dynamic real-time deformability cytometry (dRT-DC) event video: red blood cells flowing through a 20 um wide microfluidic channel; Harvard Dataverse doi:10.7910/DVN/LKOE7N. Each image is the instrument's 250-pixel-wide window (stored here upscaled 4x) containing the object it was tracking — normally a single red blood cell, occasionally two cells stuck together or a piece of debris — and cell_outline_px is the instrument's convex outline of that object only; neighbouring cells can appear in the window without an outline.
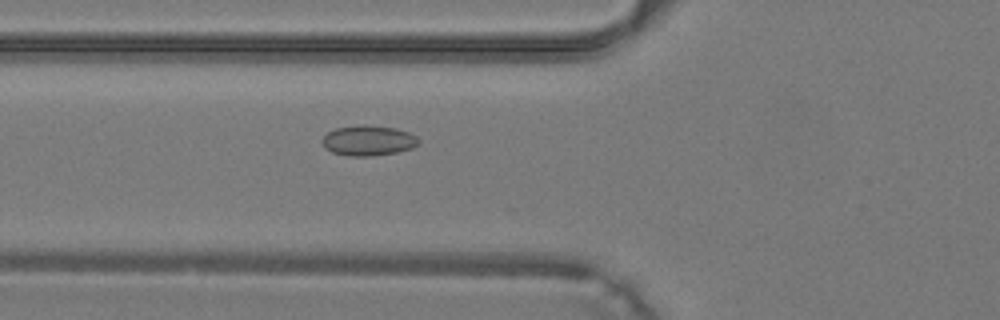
{"species": "common noctule bat (a hibernating species)", "species_latin": "Nyctalus noctula", "temperature_condition": "warm", "stored_images_in_passage": 42, "camera_frame_rate_fps": 3000, "um_per_image_px": 0.085, "animal": {"sex": "male", "body_mass_g": 19.2, "forearm_length_mm": 51.8}, "frame": {"image": 1, "passage_image": 17, "time_ms": 5.333, "image_size_px": [1000, 320], "cell_outline_px": [[420, 144], [412, 148], [396, 152], [372, 156], [348, 156], [332, 152], [324, 148], [324, 136], [328, 132], [336, 128], [360, 124], [364, 124], [396, 128], [408, 132], [416, 136], [420, 140]], "centroid_in_image_um": [31.33, 11.94], "position_along_channel_um": 94.5, "area_um2": 17.05}}
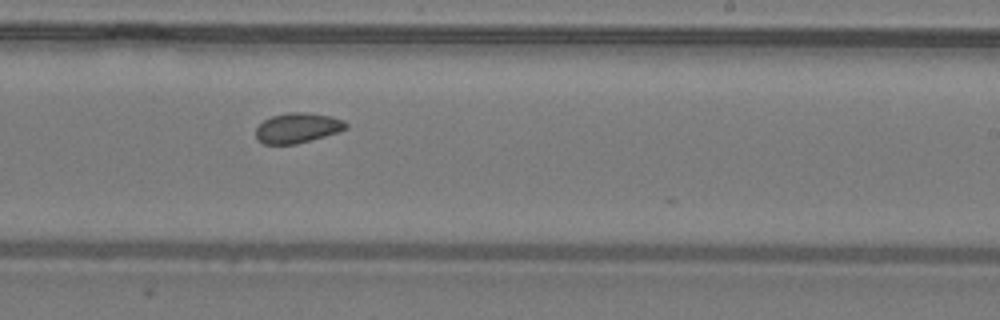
{"frame": {"image": 2, "passage_image": 27, "time_ms": 8.667, "image_size_px": [1000, 320], "cell_outline_px": [[348, 128], [312, 140], [296, 144], [264, 144], [256, 136], [256, 128], [264, 120], [272, 116], [288, 112], [308, 112], [332, 116], [344, 120], [348, 124]], "centroid_in_image_um": [25.32, 10.86], "position_along_channel_um": 263.7, "area_um2": 15.78}}
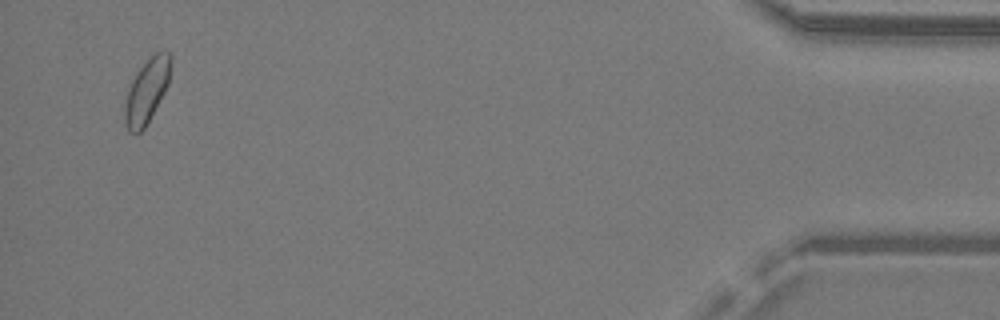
{"frame": {"image": 3, "passage_image": 41, "time_ms": 13.333, "image_size_px": [1000, 320], "cell_outline_px": [[172, 60], [168, 84], [164, 92], [144, 128], [140, 132], [128, 132], [124, 120], [124, 104], [128, 88], [136, 72], [148, 56], [156, 52], [168, 52], [172, 56]], "centroid_in_image_um": [12.46, 7.69], "position_along_channel_um": 422.7, "area_um2": 17.22}}